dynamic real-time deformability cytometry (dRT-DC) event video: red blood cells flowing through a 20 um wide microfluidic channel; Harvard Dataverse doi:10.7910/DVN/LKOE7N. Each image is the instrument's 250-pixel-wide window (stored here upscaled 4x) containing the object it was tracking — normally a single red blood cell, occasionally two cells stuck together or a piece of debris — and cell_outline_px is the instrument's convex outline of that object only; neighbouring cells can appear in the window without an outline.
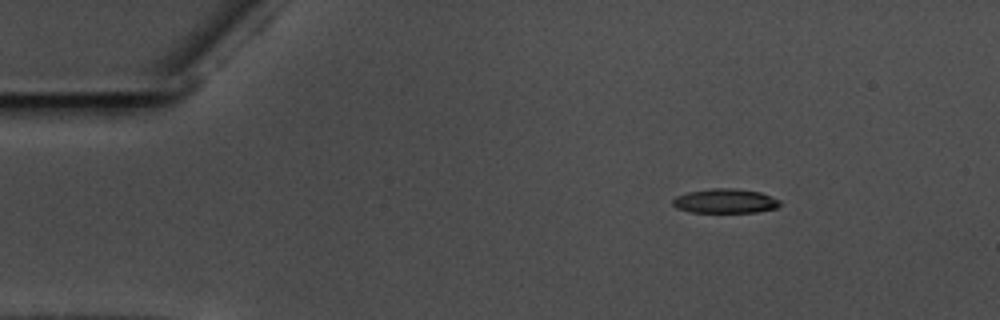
{"species": "common noctule bat (a hibernating species)", "species_latin": "Nyctalus noctula", "temperature_condition": "warm", "stored_images_in_passage": 50, "camera_frame_rate_fps": 3000, "um_per_image_px": 0.085, "animal": {"sex": "male", "body_mass_g": 17.5, "forearm_length_mm": 52.3}, "frame": {"image": 1, "passage_image": 1, "time_ms": 0.0, "image_size_px": [1000, 320], "cell_outline_px": [[780, 204], [776, 208], [756, 212], [692, 212], [676, 208], [672, 204], [672, 200], [676, 196], [688, 192], [712, 188], [732, 188], [760, 192], [780, 200]], "centroid_in_image_um": [61.62, 17.08], "position_along_channel_um": 23.4, "area_um2": 15.14}}
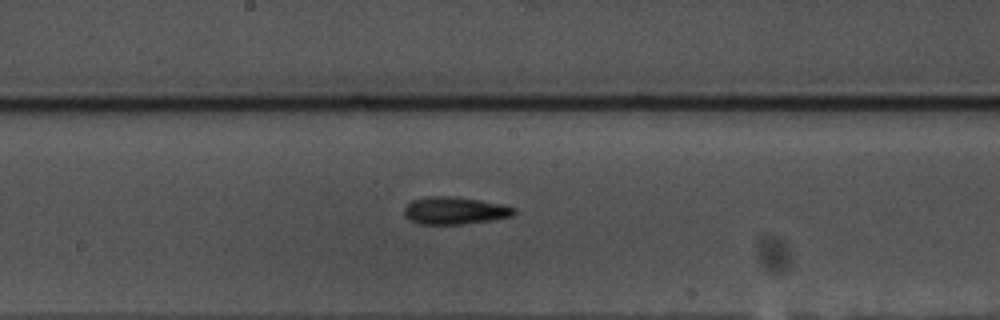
{"frame": {"image": 2, "passage_image": 23, "time_ms": 7.333, "image_size_px": [1000, 320], "cell_outline_px": [[520, 212], [512, 216], [492, 220], [460, 224], [420, 224], [404, 216], [404, 208], [412, 200], [428, 196], [448, 196], [480, 200], [516, 208]], "centroid_in_image_um": [38.67, 17.9], "position_along_channel_um": 209.5, "area_um2": 17.46}}
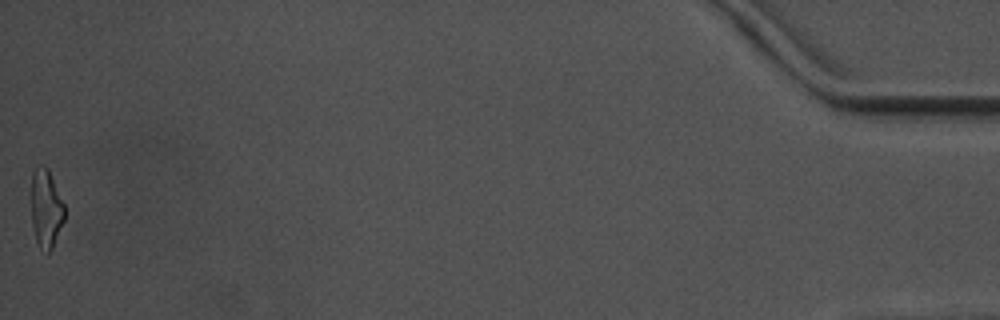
{"frame": {"image": 3, "passage_image": 50, "time_ms": 16.333, "image_size_px": [1000, 320], "cell_outline_px": [[64, 220], [52, 248], [48, 256], [40, 248], [36, 240], [32, 224], [28, 192], [32, 172], [40, 164], [44, 164], [48, 168], [64, 204]], "centroid_in_image_um": [3.85, 17.68], "position_along_channel_um": 431.3, "area_um2": 15.9}, "authors_computed_cell_mechanics": {"area_um2": 16.2418, "velocity_mm_per_s": 3.5826, "shape_relaxation_time_tau1_ms": 4.1403, "shape_relaxation_time_tau2_ms": 6.1668, "deformation_change_tau1": 0.1756, "deformation_change_tau2": 0.1877}}